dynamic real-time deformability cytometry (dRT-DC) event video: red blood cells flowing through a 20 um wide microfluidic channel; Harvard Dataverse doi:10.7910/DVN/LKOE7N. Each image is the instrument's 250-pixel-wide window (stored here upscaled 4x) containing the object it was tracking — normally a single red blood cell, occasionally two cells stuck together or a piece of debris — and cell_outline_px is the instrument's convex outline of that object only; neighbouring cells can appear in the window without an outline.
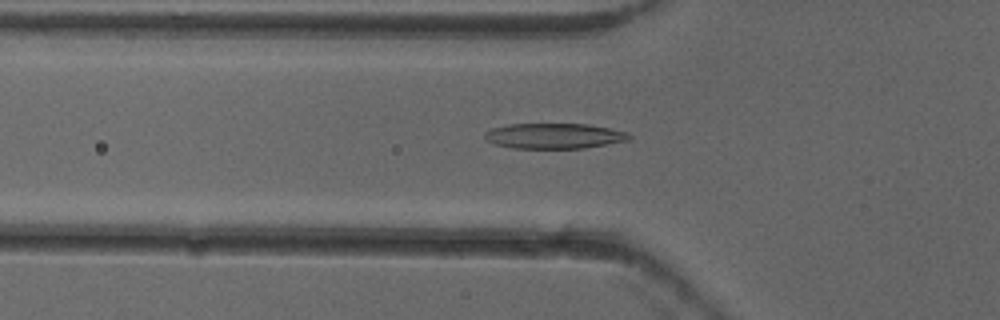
{"species": "common noctule bat (a hibernating species)", "species_latin": "Nyctalus noctula", "temperature_condition": "cold", "stored_images_in_passage": 52, "camera_frame_rate_fps": 3000, "um_per_image_px": 0.085, "animal": {"sex": "female"}, "frame": {"image": 1, "passage_image": 18, "time_ms": 5.667, "image_size_px": [1000, 320], "cell_outline_px": [[632, 140], [584, 148], [512, 148], [492, 144], [484, 136], [484, 132], [492, 128], [508, 124], [588, 124], [628, 132], [632, 136]], "centroid_in_image_um": [47.12, 11.56], "position_along_channel_um": 78.7, "area_um2": 21.5}}
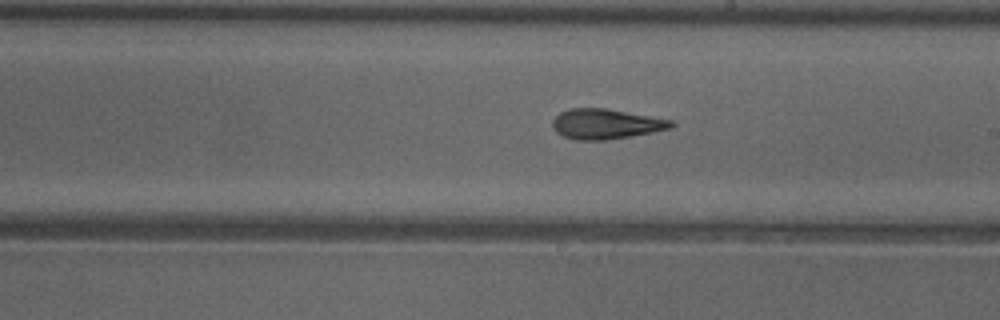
{"frame": {"image": 2, "passage_image": 30, "time_ms": 9.667, "image_size_px": [1000, 320], "cell_outline_px": [[676, 124], [672, 128], [632, 136], [608, 140], [576, 140], [564, 136], [556, 132], [552, 124], [552, 120], [560, 112], [572, 108], [604, 108], [672, 120]], "centroid_in_image_um": [51.5, 10.54], "position_along_channel_um": 237.5, "area_um2": 20.75}}
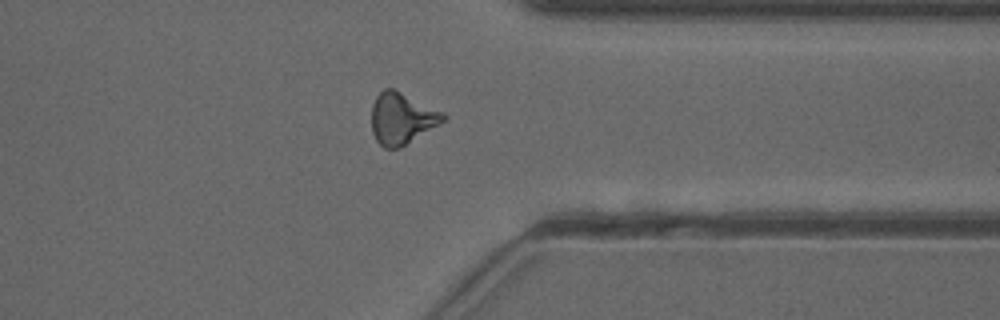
{"frame": {"image": 3, "passage_image": 41, "time_ms": 13.333, "image_size_px": [1000, 320], "cell_outline_px": [[448, 116], [444, 120], [400, 148], [384, 148], [376, 140], [372, 132], [372, 104], [376, 96], [384, 88], [392, 88], [444, 112]], "centroid_in_image_um": [34.13, 10.06], "position_along_channel_um": 377.3, "area_um2": 21.21}, "authors_computed_cell_mechanics": {"area_um2": 20.8369, "velocity_mm_per_s": 3.9433, "shape_relaxation_time_tau1_ms": 10.5737, "shape_relaxation_time_tau2_ms": 2.6807, "deformation_change_tau1": 0.2723, "deformation_change_tau2": 0.1274}}